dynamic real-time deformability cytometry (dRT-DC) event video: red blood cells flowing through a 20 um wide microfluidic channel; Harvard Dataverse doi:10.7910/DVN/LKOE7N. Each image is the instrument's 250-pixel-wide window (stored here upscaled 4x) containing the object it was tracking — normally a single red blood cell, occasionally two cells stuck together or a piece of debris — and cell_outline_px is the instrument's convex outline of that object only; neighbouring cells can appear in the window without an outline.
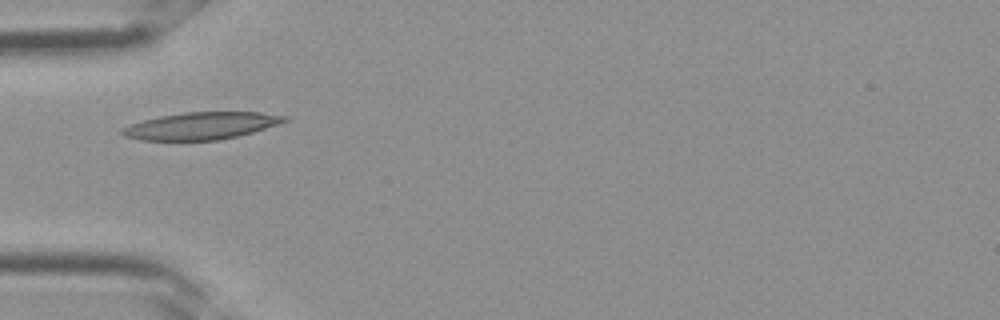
{"species": "Egyptian fruit bat (a non-hibernating species)", "species_latin": "Rousettus aegyptiacus", "temperature_condition": "room temperature", "stored_images_in_passage": 3, "camera_frame_rate_fps": 3000, "um_per_image_px": 0.085, "frame": {"image": 1, "passage_image": 3, "time_ms": 0.667, "image_size_px": [1000, 320], "cell_outline_px": [[288, 120], [280, 124], [252, 132], [220, 140], [140, 140], [124, 136], [120, 132], [120, 128], [128, 124], [160, 116], [184, 112], [260, 112], [288, 116]], "centroid_in_image_um": [17.08, 10.69], "position_along_channel_um": 67.9, "area_um2": 25.78}}